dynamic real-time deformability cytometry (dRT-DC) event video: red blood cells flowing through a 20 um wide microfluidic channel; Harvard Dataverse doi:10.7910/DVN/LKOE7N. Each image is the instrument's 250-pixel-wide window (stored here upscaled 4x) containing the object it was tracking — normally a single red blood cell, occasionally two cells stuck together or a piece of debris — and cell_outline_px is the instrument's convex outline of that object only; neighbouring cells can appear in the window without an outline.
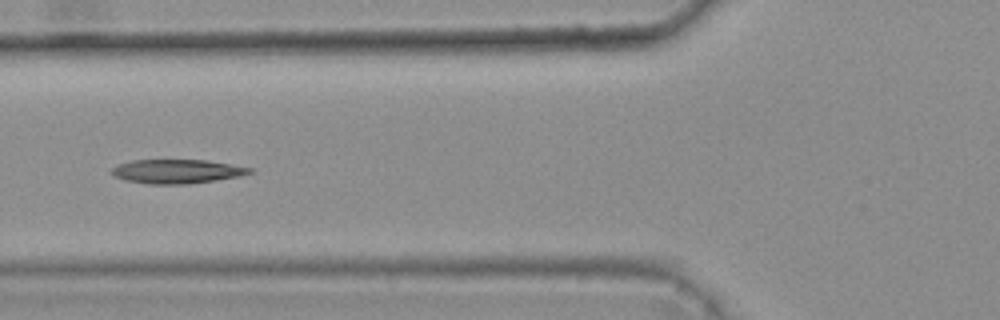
{"species": "common noctule bat (a hibernating species)", "species_latin": "Nyctalus noctula", "temperature_condition": "warm", "stored_images_in_passage": 9, "camera_frame_rate_fps": 3000, "um_per_image_px": 0.085, "animal": {"sex": "female", "body_mass_g": 25.1}, "frame": {"image": 1, "passage_image": 6, "time_ms": 1.667, "image_size_px": [1000, 320], "cell_outline_px": [[252, 172], [240, 176], [216, 180], [188, 184], [148, 184], [128, 180], [112, 176], [108, 172], [116, 164], [132, 160], [208, 160], [232, 164], [252, 168]], "centroid_in_image_um": [15.0, 14.56], "position_along_channel_um": 110.8, "area_um2": 19.48}}
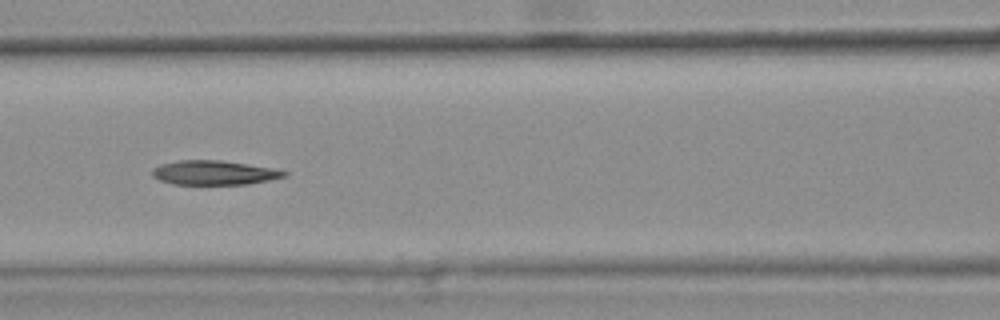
{"frame": {"image": 2, "passage_image": 7, "time_ms": 2.0, "image_size_px": [1000, 320], "cell_outline_px": [[288, 176], [248, 184], [172, 184], [160, 180], [152, 176], [152, 168], [160, 164], [180, 160], [220, 160], [272, 168], [288, 172]], "centroid_in_image_um": [18.17, 14.68], "position_along_channel_um": 148.4, "area_um2": 18.61}}